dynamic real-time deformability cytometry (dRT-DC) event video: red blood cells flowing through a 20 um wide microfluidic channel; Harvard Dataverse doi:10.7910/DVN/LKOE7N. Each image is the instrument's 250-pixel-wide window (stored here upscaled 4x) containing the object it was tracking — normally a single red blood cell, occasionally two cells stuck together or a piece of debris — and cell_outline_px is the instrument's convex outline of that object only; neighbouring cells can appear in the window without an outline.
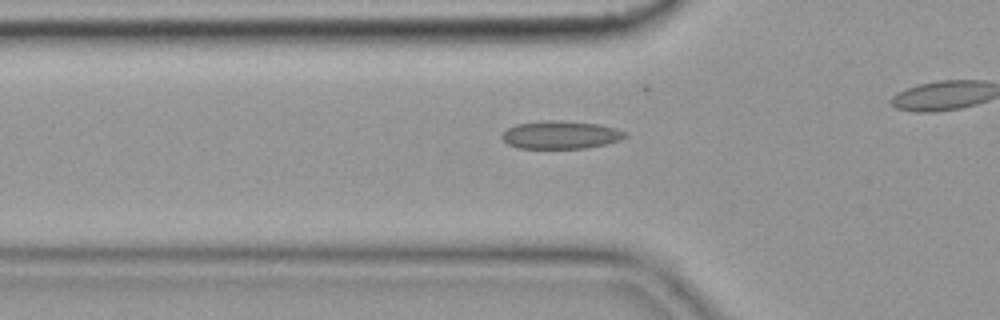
{"species": "common noctule bat (a hibernating species)", "species_latin": "Nyctalus noctula", "temperature_condition": "cold", "stored_images_in_passage": 37, "camera_frame_rate_fps": 3000, "um_per_image_px": 0.085, "animal": {"sex": "female", "body_mass_g": 19.9}, "frame": {"image": 1, "passage_image": 11, "time_ms": 3.333, "image_size_px": [1000, 320], "cell_outline_px": [[628, 136], [620, 140], [588, 148], [516, 148], [508, 144], [500, 136], [508, 128], [516, 124], [548, 120], [556, 120], [600, 124], [616, 128], [624, 132]], "centroid_in_image_um": [47.65, 11.46], "position_along_channel_um": 78.1, "area_um2": 20.0}}
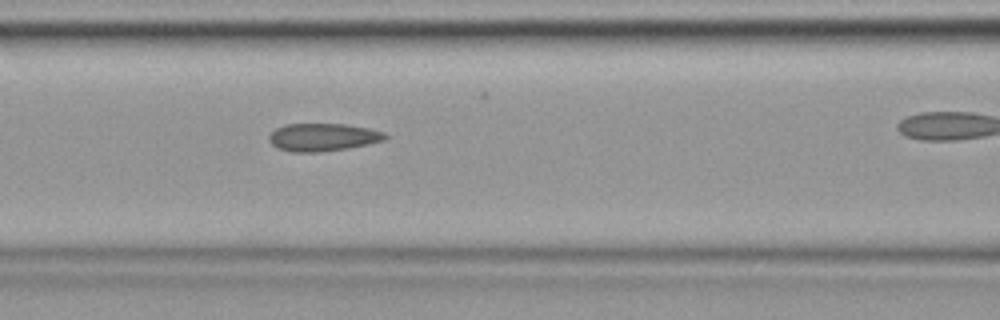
{"frame": {"image": 2, "passage_image": 16, "time_ms": 5.0, "image_size_px": [1000, 320], "cell_outline_px": [[388, 136], [384, 140], [368, 144], [348, 148], [320, 152], [292, 152], [276, 148], [268, 140], [268, 136], [276, 128], [284, 124], [348, 124], [368, 128], [384, 132]], "centroid_in_image_um": [27.42, 11.66], "position_along_channel_um": 139.2, "area_um2": 18.9}}